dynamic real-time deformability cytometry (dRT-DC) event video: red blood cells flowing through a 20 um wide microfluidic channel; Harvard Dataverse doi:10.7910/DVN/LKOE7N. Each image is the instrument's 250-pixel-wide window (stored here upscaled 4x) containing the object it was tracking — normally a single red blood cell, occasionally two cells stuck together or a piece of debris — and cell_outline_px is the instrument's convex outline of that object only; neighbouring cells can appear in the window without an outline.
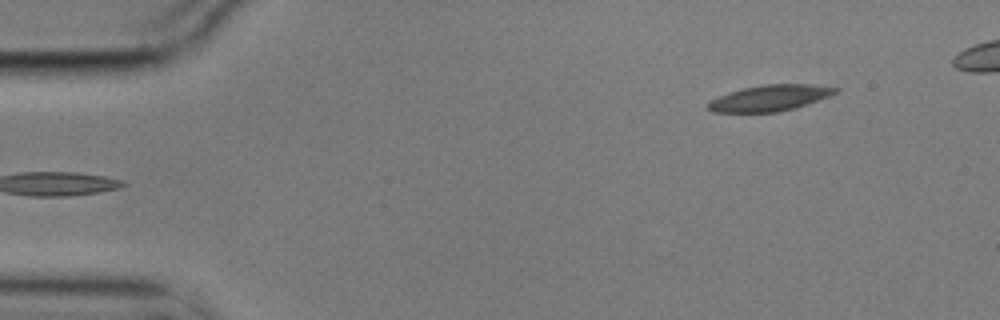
{"species": "common noctule bat (a hibernating species)", "species_latin": "Nyctalus noctula", "temperature_condition": "cold", "stored_images_in_passage": 5, "camera_frame_rate_fps": 3000, "um_per_image_px": 0.085, "animal": {"sex": "male", "body_mass_g": 17.9}, "frame": {"image": 1, "passage_image": 5, "time_ms": 1.333, "image_size_px": [1000, 320], "cell_outline_px": [[840, 88], [836, 92], [828, 96], [808, 104], [796, 108], [776, 112], [712, 112], [708, 108], [708, 100], [728, 92], [744, 88], [764, 84], [812, 84]], "centroid_in_image_um": [65.41, 8.33], "position_along_channel_um": 19.6, "area_um2": 19.31}}